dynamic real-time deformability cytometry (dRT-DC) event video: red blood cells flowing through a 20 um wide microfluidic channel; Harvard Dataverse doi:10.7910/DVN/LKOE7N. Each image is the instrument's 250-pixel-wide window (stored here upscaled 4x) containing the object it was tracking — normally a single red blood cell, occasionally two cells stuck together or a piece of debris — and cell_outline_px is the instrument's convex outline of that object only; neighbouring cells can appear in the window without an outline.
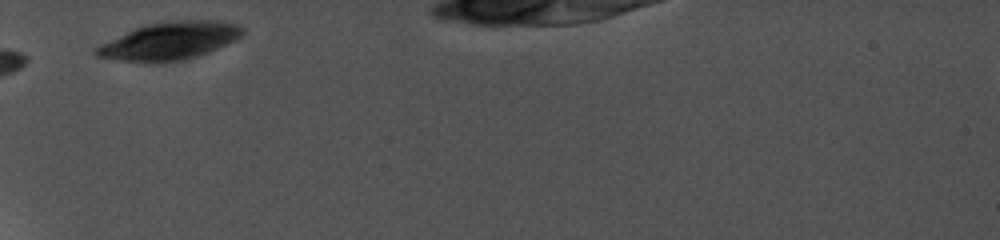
{"species": "common noctule bat (a hibernating species)", "species_latin": "Nyctalus noctula", "temperature_condition": "cold", "stored_images_in_passage": 1, "camera_frame_rate_fps": 5000, "um_per_image_px": 0.085, "animal": {"sex": "female", "body_mass_g": 19.0, "forearm_length_mm": 56.7}, "frame": {"image": 1, "passage_image": 1, "time_ms": 0.0, "image_size_px": [1000, 240], "cell_outline_px": [[244, 36], [236, 40], [208, 52], [184, 60], [164, 64], [152, 64], [116, 60], [96, 56], [96, 48], [100, 44], [144, 24], [164, 20], [216, 20], [236, 24], [244, 28]], "centroid_in_image_um": [14.43, 3.49], "position_along_channel_um": 70.6, "area_um2": 32.71}}